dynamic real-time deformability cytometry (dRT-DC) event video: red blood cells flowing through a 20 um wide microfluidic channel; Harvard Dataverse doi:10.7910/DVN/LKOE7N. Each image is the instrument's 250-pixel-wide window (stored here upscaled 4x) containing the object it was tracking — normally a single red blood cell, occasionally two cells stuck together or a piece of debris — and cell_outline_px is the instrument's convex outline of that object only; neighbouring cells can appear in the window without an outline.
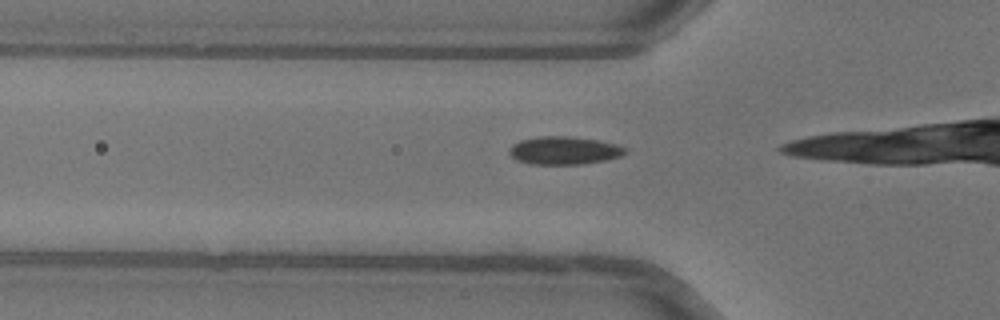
{"species": "common noctule bat (a hibernating species)", "species_latin": "Nyctalus noctula", "temperature_condition": "warm", "stored_images_in_passage": 33, "camera_frame_rate_fps": 3000, "um_per_image_px": 0.085, "animal": {"sex": "female"}, "frame": {"image": 1, "passage_image": 10, "time_ms": 3.0, "image_size_px": [1000, 320], "cell_outline_px": [[628, 152], [620, 156], [608, 160], [580, 164], [532, 164], [520, 160], [512, 156], [508, 152], [512, 144], [520, 140], [540, 136], [568, 136], [600, 140], [616, 144], [628, 148]], "centroid_in_image_um": [48.0, 12.78], "position_along_channel_um": 77.8, "area_um2": 18.96}}
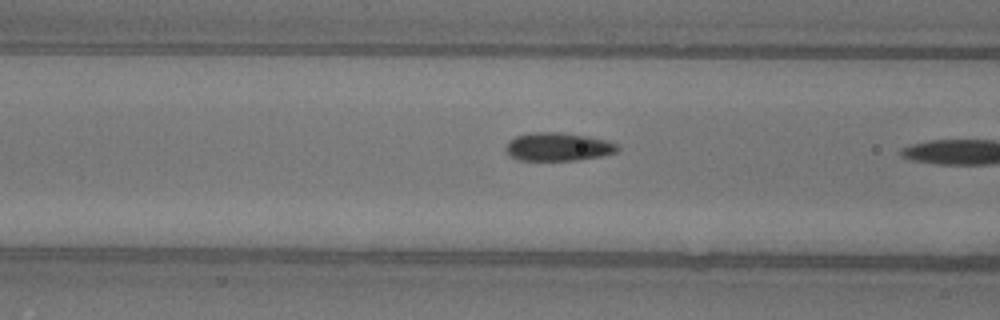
{"frame": {"image": 2, "passage_image": 13, "time_ms": 4.0, "image_size_px": [1000, 320], "cell_outline_px": [[620, 148], [616, 152], [604, 156], [576, 160], [520, 160], [512, 156], [504, 148], [516, 136], [528, 132], [560, 132], [588, 136], [608, 140], [616, 144]], "centroid_in_image_um": [47.49, 12.47], "position_along_channel_um": 119.1, "area_um2": 18.38}}